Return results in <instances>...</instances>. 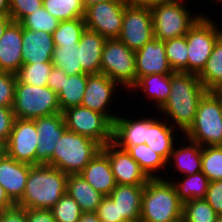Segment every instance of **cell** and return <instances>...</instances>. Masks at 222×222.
Returning a JSON list of instances; mask_svg holds the SVG:
<instances>
[{"instance_id":"obj_1","label":"cell","mask_w":222,"mask_h":222,"mask_svg":"<svg viewBox=\"0 0 222 222\" xmlns=\"http://www.w3.org/2000/svg\"><path fill=\"white\" fill-rule=\"evenodd\" d=\"M206 92V88L196 74L171 73V92L168 100L158 112L166 115L167 119L172 118L170 121L173 120L174 124L171 125L185 133L193 124L198 103Z\"/></svg>"},{"instance_id":"obj_2","label":"cell","mask_w":222,"mask_h":222,"mask_svg":"<svg viewBox=\"0 0 222 222\" xmlns=\"http://www.w3.org/2000/svg\"><path fill=\"white\" fill-rule=\"evenodd\" d=\"M68 175L46 164L33 165L29 170L25 192L16 203L21 207L51 209L66 193Z\"/></svg>"},{"instance_id":"obj_3","label":"cell","mask_w":222,"mask_h":222,"mask_svg":"<svg viewBox=\"0 0 222 222\" xmlns=\"http://www.w3.org/2000/svg\"><path fill=\"white\" fill-rule=\"evenodd\" d=\"M183 203L179 200L172 180L150 178L142 194V222H173L182 217Z\"/></svg>"},{"instance_id":"obj_4","label":"cell","mask_w":222,"mask_h":222,"mask_svg":"<svg viewBox=\"0 0 222 222\" xmlns=\"http://www.w3.org/2000/svg\"><path fill=\"white\" fill-rule=\"evenodd\" d=\"M184 139L204 146H222V91L206 92Z\"/></svg>"},{"instance_id":"obj_5","label":"cell","mask_w":222,"mask_h":222,"mask_svg":"<svg viewBox=\"0 0 222 222\" xmlns=\"http://www.w3.org/2000/svg\"><path fill=\"white\" fill-rule=\"evenodd\" d=\"M99 150L101 146L94 140L66 130L55 145L50 166L67 175L79 174Z\"/></svg>"},{"instance_id":"obj_6","label":"cell","mask_w":222,"mask_h":222,"mask_svg":"<svg viewBox=\"0 0 222 222\" xmlns=\"http://www.w3.org/2000/svg\"><path fill=\"white\" fill-rule=\"evenodd\" d=\"M12 110L15 118L30 120L61 112L57 94L47 85L40 87L21 82L15 85Z\"/></svg>"},{"instance_id":"obj_7","label":"cell","mask_w":222,"mask_h":222,"mask_svg":"<svg viewBox=\"0 0 222 222\" xmlns=\"http://www.w3.org/2000/svg\"><path fill=\"white\" fill-rule=\"evenodd\" d=\"M183 0L160 4L150 8L154 29V38L167 41L184 36L203 15H192ZM192 15V16H191Z\"/></svg>"},{"instance_id":"obj_8","label":"cell","mask_w":222,"mask_h":222,"mask_svg":"<svg viewBox=\"0 0 222 222\" xmlns=\"http://www.w3.org/2000/svg\"><path fill=\"white\" fill-rule=\"evenodd\" d=\"M100 73L130 89L137 81L135 51L118 38L106 39L101 56Z\"/></svg>"},{"instance_id":"obj_9","label":"cell","mask_w":222,"mask_h":222,"mask_svg":"<svg viewBox=\"0 0 222 222\" xmlns=\"http://www.w3.org/2000/svg\"><path fill=\"white\" fill-rule=\"evenodd\" d=\"M208 16L202 15L186 34L188 48V73L198 75L210 57L222 29Z\"/></svg>"},{"instance_id":"obj_10","label":"cell","mask_w":222,"mask_h":222,"mask_svg":"<svg viewBox=\"0 0 222 222\" xmlns=\"http://www.w3.org/2000/svg\"><path fill=\"white\" fill-rule=\"evenodd\" d=\"M66 128L90 138L104 147L112 142L113 123L102 113L83 106H74L63 111Z\"/></svg>"},{"instance_id":"obj_11","label":"cell","mask_w":222,"mask_h":222,"mask_svg":"<svg viewBox=\"0 0 222 222\" xmlns=\"http://www.w3.org/2000/svg\"><path fill=\"white\" fill-rule=\"evenodd\" d=\"M127 0L98 2L85 8L84 21L87 29L98 32L106 39L120 36Z\"/></svg>"},{"instance_id":"obj_12","label":"cell","mask_w":222,"mask_h":222,"mask_svg":"<svg viewBox=\"0 0 222 222\" xmlns=\"http://www.w3.org/2000/svg\"><path fill=\"white\" fill-rule=\"evenodd\" d=\"M154 38L150 8L128 3L122 19V30L118 39L129 49L138 50Z\"/></svg>"},{"instance_id":"obj_13","label":"cell","mask_w":222,"mask_h":222,"mask_svg":"<svg viewBox=\"0 0 222 222\" xmlns=\"http://www.w3.org/2000/svg\"><path fill=\"white\" fill-rule=\"evenodd\" d=\"M37 142L35 121L16 118L10 138L2 150L18 162L36 165Z\"/></svg>"},{"instance_id":"obj_14","label":"cell","mask_w":222,"mask_h":222,"mask_svg":"<svg viewBox=\"0 0 222 222\" xmlns=\"http://www.w3.org/2000/svg\"><path fill=\"white\" fill-rule=\"evenodd\" d=\"M118 86V83L103 73L88 74L81 106L104 114L113 123L118 115L112 114V111L110 112L107 109L109 104L112 103L111 99H113L114 91L117 90Z\"/></svg>"},{"instance_id":"obj_15","label":"cell","mask_w":222,"mask_h":222,"mask_svg":"<svg viewBox=\"0 0 222 222\" xmlns=\"http://www.w3.org/2000/svg\"><path fill=\"white\" fill-rule=\"evenodd\" d=\"M101 149L108 155L116 184L145 185L150 179L125 149L113 142Z\"/></svg>"},{"instance_id":"obj_16","label":"cell","mask_w":222,"mask_h":222,"mask_svg":"<svg viewBox=\"0 0 222 222\" xmlns=\"http://www.w3.org/2000/svg\"><path fill=\"white\" fill-rule=\"evenodd\" d=\"M33 120L38 134L36 165L46 164L50 166V158L53 156L55 145L67 130L63 112Z\"/></svg>"},{"instance_id":"obj_17","label":"cell","mask_w":222,"mask_h":222,"mask_svg":"<svg viewBox=\"0 0 222 222\" xmlns=\"http://www.w3.org/2000/svg\"><path fill=\"white\" fill-rule=\"evenodd\" d=\"M136 75L171 74V68L165 51V41L153 38L142 48L135 51Z\"/></svg>"},{"instance_id":"obj_18","label":"cell","mask_w":222,"mask_h":222,"mask_svg":"<svg viewBox=\"0 0 222 222\" xmlns=\"http://www.w3.org/2000/svg\"><path fill=\"white\" fill-rule=\"evenodd\" d=\"M32 166L14 160L3 150L0 153V185L15 204L25 192L29 170Z\"/></svg>"},{"instance_id":"obj_19","label":"cell","mask_w":222,"mask_h":222,"mask_svg":"<svg viewBox=\"0 0 222 222\" xmlns=\"http://www.w3.org/2000/svg\"><path fill=\"white\" fill-rule=\"evenodd\" d=\"M54 48L53 34L22 27L23 64L52 62Z\"/></svg>"},{"instance_id":"obj_20","label":"cell","mask_w":222,"mask_h":222,"mask_svg":"<svg viewBox=\"0 0 222 222\" xmlns=\"http://www.w3.org/2000/svg\"><path fill=\"white\" fill-rule=\"evenodd\" d=\"M149 117V118H148ZM134 120L118 115L113 122L112 142L117 146H135L145 143L147 129L157 120L148 116Z\"/></svg>"},{"instance_id":"obj_21","label":"cell","mask_w":222,"mask_h":222,"mask_svg":"<svg viewBox=\"0 0 222 222\" xmlns=\"http://www.w3.org/2000/svg\"><path fill=\"white\" fill-rule=\"evenodd\" d=\"M22 26L12 22L0 38V71L16 73L22 66Z\"/></svg>"},{"instance_id":"obj_22","label":"cell","mask_w":222,"mask_h":222,"mask_svg":"<svg viewBox=\"0 0 222 222\" xmlns=\"http://www.w3.org/2000/svg\"><path fill=\"white\" fill-rule=\"evenodd\" d=\"M79 174L104 196H108L116 187L108 155L102 149Z\"/></svg>"},{"instance_id":"obj_23","label":"cell","mask_w":222,"mask_h":222,"mask_svg":"<svg viewBox=\"0 0 222 222\" xmlns=\"http://www.w3.org/2000/svg\"><path fill=\"white\" fill-rule=\"evenodd\" d=\"M144 187L145 185L116 184L108 195L116 203L122 222L140 220Z\"/></svg>"},{"instance_id":"obj_24","label":"cell","mask_w":222,"mask_h":222,"mask_svg":"<svg viewBox=\"0 0 222 222\" xmlns=\"http://www.w3.org/2000/svg\"><path fill=\"white\" fill-rule=\"evenodd\" d=\"M106 38L98 32L85 29L80 37V64L87 74H98L101 68L102 50Z\"/></svg>"},{"instance_id":"obj_25","label":"cell","mask_w":222,"mask_h":222,"mask_svg":"<svg viewBox=\"0 0 222 222\" xmlns=\"http://www.w3.org/2000/svg\"><path fill=\"white\" fill-rule=\"evenodd\" d=\"M66 193L78 203L83 212H96L105 197L95 190L80 174L68 175Z\"/></svg>"},{"instance_id":"obj_26","label":"cell","mask_w":222,"mask_h":222,"mask_svg":"<svg viewBox=\"0 0 222 222\" xmlns=\"http://www.w3.org/2000/svg\"><path fill=\"white\" fill-rule=\"evenodd\" d=\"M130 90L143 91L142 93L147 95V99L155 102L157 111H159L168 100L171 92V74H150L138 77Z\"/></svg>"},{"instance_id":"obj_27","label":"cell","mask_w":222,"mask_h":222,"mask_svg":"<svg viewBox=\"0 0 222 222\" xmlns=\"http://www.w3.org/2000/svg\"><path fill=\"white\" fill-rule=\"evenodd\" d=\"M178 149L173 148L170 159L174 161V170L182 172L184 176L201 172L202 147L191 140H184ZM190 142L188 145L186 143Z\"/></svg>"},{"instance_id":"obj_28","label":"cell","mask_w":222,"mask_h":222,"mask_svg":"<svg viewBox=\"0 0 222 222\" xmlns=\"http://www.w3.org/2000/svg\"><path fill=\"white\" fill-rule=\"evenodd\" d=\"M159 118L147 129L145 144L161 155L167 162L175 145L173 133L177 131L170 123H163ZM169 125V126H168ZM176 129V130H174Z\"/></svg>"},{"instance_id":"obj_29","label":"cell","mask_w":222,"mask_h":222,"mask_svg":"<svg viewBox=\"0 0 222 222\" xmlns=\"http://www.w3.org/2000/svg\"><path fill=\"white\" fill-rule=\"evenodd\" d=\"M197 76L207 92L222 90V36L216 41L210 57Z\"/></svg>"},{"instance_id":"obj_30","label":"cell","mask_w":222,"mask_h":222,"mask_svg":"<svg viewBox=\"0 0 222 222\" xmlns=\"http://www.w3.org/2000/svg\"><path fill=\"white\" fill-rule=\"evenodd\" d=\"M118 147L125 149L149 178H162L161 175H156V171L168 168L167 161L145 143Z\"/></svg>"},{"instance_id":"obj_31","label":"cell","mask_w":222,"mask_h":222,"mask_svg":"<svg viewBox=\"0 0 222 222\" xmlns=\"http://www.w3.org/2000/svg\"><path fill=\"white\" fill-rule=\"evenodd\" d=\"M88 74H74L64 78L63 88L57 94L61 112L67 108L81 106Z\"/></svg>"},{"instance_id":"obj_32","label":"cell","mask_w":222,"mask_h":222,"mask_svg":"<svg viewBox=\"0 0 222 222\" xmlns=\"http://www.w3.org/2000/svg\"><path fill=\"white\" fill-rule=\"evenodd\" d=\"M182 179L178 182L172 181L182 203L193 199H205L210 181L202 171L183 176Z\"/></svg>"},{"instance_id":"obj_33","label":"cell","mask_w":222,"mask_h":222,"mask_svg":"<svg viewBox=\"0 0 222 222\" xmlns=\"http://www.w3.org/2000/svg\"><path fill=\"white\" fill-rule=\"evenodd\" d=\"M52 64L63 69L68 76L85 73L80 64L78 43H74V45H55Z\"/></svg>"},{"instance_id":"obj_34","label":"cell","mask_w":222,"mask_h":222,"mask_svg":"<svg viewBox=\"0 0 222 222\" xmlns=\"http://www.w3.org/2000/svg\"><path fill=\"white\" fill-rule=\"evenodd\" d=\"M43 7L59 21L84 18L81 0H43Z\"/></svg>"},{"instance_id":"obj_35","label":"cell","mask_w":222,"mask_h":222,"mask_svg":"<svg viewBox=\"0 0 222 222\" xmlns=\"http://www.w3.org/2000/svg\"><path fill=\"white\" fill-rule=\"evenodd\" d=\"M53 66L52 62L22 64L15 73L17 82L40 87L46 86Z\"/></svg>"},{"instance_id":"obj_36","label":"cell","mask_w":222,"mask_h":222,"mask_svg":"<svg viewBox=\"0 0 222 222\" xmlns=\"http://www.w3.org/2000/svg\"><path fill=\"white\" fill-rule=\"evenodd\" d=\"M168 62L174 72L188 73V48L186 35L165 41Z\"/></svg>"},{"instance_id":"obj_37","label":"cell","mask_w":222,"mask_h":222,"mask_svg":"<svg viewBox=\"0 0 222 222\" xmlns=\"http://www.w3.org/2000/svg\"><path fill=\"white\" fill-rule=\"evenodd\" d=\"M85 29L84 18L60 21L53 32L54 45H74V43H79Z\"/></svg>"},{"instance_id":"obj_38","label":"cell","mask_w":222,"mask_h":222,"mask_svg":"<svg viewBox=\"0 0 222 222\" xmlns=\"http://www.w3.org/2000/svg\"><path fill=\"white\" fill-rule=\"evenodd\" d=\"M185 222H215L218 214L205 199H193L183 203Z\"/></svg>"},{"instance_id":"obj_39","label":"cell","mask_w":222,"mask_h":222,"mask_svg":"<svg viewBox=\"0 0 222 222\" xmlns=\"http://www.w3.org/2000/svg\"><path fill=\"white\" fill-rule=\"evenodd\" d=\"M201 171L210 182L222 180V146L202 147Z\"/></svg>"},{"instance_id":"obj_40","label":"cell","mask_w":222,"mask_h":222,"mask_svg":"<svg viewBox=\"0 0 222 222\" xmlns=\"http://www.w3.org/2000/svg\"><path fill=\"white\" fill-rule=\"evenodd\" d=\"M59 20L53 17L44 7L38 8L32 14L24 17L19 23L23 28L32 31H45L53 34L58 27Z\"/></svg>"},{"instance_id":"obj_41","label":"cell","mask_w":222,"mask_h":222,"mask_svg":"<svg viewBox=\"0 0 222 222\" xmlns=\"http://www.w3.org/2000/svg\"><path fill=\"white\" fill-rule=\"evenodd\" d=\"M56 222H78L83 211L78 203L65 193L51 208Z\"/></svg>"},{"instance_id":"obj_42","label":"cell","mask_w":222,"mask_h":222,"mask_svg":"<svg viewBox=\"0 0 222 222\" xmlns=\"http://www.w3.org/2000/svg\"><path fill=\"white\" fill-rule=\"evenodd\" d=\"M9 16L13 22H20L24 17L43 7V0H9Z\"/></svg>"},{"instance_id":"obj_43","label":"cell","mask_w":222,"mask_h":222,"mask_svg":"<svg viewBox=\"0 0 222 222\" xmlns=\"http://www.w3.org/2000/svg\"><path fill=\"white\" fill-rule=\"evenodd\" d=\"M16 82L14 73L0 71V106H13Z\"/></svg>"},{"instance_id":"obj_44","label":"cell","mask_w":222,"mask_h":222,"mask_svg":"<svg viewBox=\"0 0 222 222\" xmlns=\"http://www.w3.org/2000/svg\"><path fill=\"white\" fill-rule=\"evenodd\" d=\"M15 119L12 107L0 106V146L2 148L10 138Z\"/></svg>"},{"instance_id":"obj_45","label":"cell","mask_w":222,"mask_h":222,"mask_svg":"<svg viewBox=\"0 0 222 222\" xmlns=\"http://www.w3.org/2000/svg\"><path fill=\"white\" fill-rule=\"evenodd\" d=\"M96 213L101 222H122V217H119L118 207L109 196H105L102 199Z\"/></svg>"},{"instance_id":"obj_46","label":"cell","mask_w":222,"mask_h":222,"mask_svg":"<svg viewBox=\"0 0 222 222\" xmlns=\"http://www.w3.org/2000/svg\"><path fill=\"white\" fill-rule=\"evenodd\" d=\"M205 200L218 215H222V180L210 182Z\"/></svg>"},{"instance_id":"obj_47","label":"cell","mask_w":222,"mask_h":222,"mask_svg":"<svg viewBox=\"0 0 222 222\" xmlns=\"http://www.w3.org/2000/svg\"><path fill=\"white\" fill-rule=\"evenodd\" d=\"M0 222H27L26 209L18 204L0 211Z\"/></svg>"},{"instance_id":"obj_48","label":"cell","mask_w":222,"mask_h":222,"mask_svg":"<svg viewBox=\"0 0 222 222\" xmlns=\"http://www.w3.org/2000/svg\"><path fill=\"white\" fill-rule=\"evenodd\" d=\"M68 75L66 72L56 66L51 69L50 76L48 77L47 86L56 94H58L63 88L64 78Z\"/></svg>"},{"instance_id":"obj_49","label":"cell","mask_w":222,"mask_h":222,"mask_svg":"<svg viewBox=\"0 0 222 222\" xmlns=\"http://www.w3.org/2000/svg\"><path fill=\"white\" fill-rule=\"evenodd\" d=\"M27 222H56L51 209H26Z\"/></svg>"},{"instance_id":"obj_50","label":"cell","mask_w":222,"mask_h":222,"mask_svg":"<svg viewBox=\"0 0 222 222\" xmlns=\"http://www.w3.org/2000/svg\"><path fill=\"white\" fill-rule=\"evenodd\" d=\"M127 1L133 5L152 8L153 6L172 3L175 2L176 0H127Z\"/></svg>"},{"instance_id":"obj_51","label":"cell","mask_w":222,"mask_h":222,"mask_svg":"<svg viewBox=\"0 0 222 222\" xmlns=\"http://www.w3.org/2000/svg\"><path fill=\"white\" fill-rule=\"evenodd\" d=\"M15 203L6 194L5 189L0 185V211L13 206Z\"/></svg>"},{"instance_id":"obj_52","label":"cell","mask_w":222,"mask_h":222,"mask_svg":"<svg viewBox=\"0 0 222 222\" xmlns=\"http://www.w3.org/2000/svg\"><path fill=\"white\" fill-rule=\"evenodd\" d=\"M78 222H101L96 212H83Z\"/></svg>"},{"instance_id":"obj_53","label":"cell","mask_w":222,"mask_h":222,"mask_svg":"<svg viewBox=\"0 0 222 222\" xmlns=\"http://www.w3.org/2000/svg\"><path fill=\"white\" fill-rule=\"evenodd\" d=\"M13 22L9 15H0V38L3 36L6 28Z\"/></svg>"},{"instance_id":"obj_54","label":"cell","mask_w":222,"mask_h":222,"mask_svg":"<svg viewBox=\"0 0 222 222\" xmlns=\"http://www.w3.org/2000/svg\"><path fill=\"white\" fill-rule=\"evenodd\" d=\"M10 3L9 0H0V15H9Z\"/></svg>"},{"instance_id":"obj_55","label":"cell","mask_w":222,"mask_h":222,"mask_svg":"<svg viewBox=\"0 0 222 222\" xmlns=\"http://www.w3.org/2000/svg\"><path fill=\"white\" fill-rule=\"evenodd\" d=\"M106 1H112V0H81L84 8H86L92 4L98 3V2H106Z\"/></svg>"},{"instance_id":"obj_56","label":"cell","mask_w":222,"mask_h":222,"mask_svg":"<svg viewBox=\"0 0 222 222\" xmlns=\"http://www.w3.org/2000/svg\"><path fill=\"white\" fill-rule=\"evenodd\" d=\"M215 222H222V215H218V217H217Z\"/></svg>"},{"instance_id":"obj_57","label":"cell","mask_w":222,"mask_h":222,"mask_svg":"<svg viewBox=\"0 0 222 222\" xmlns=\"http://www.w3.org/2000/svg\"><path fill=\"white\" fill-rule=\"evenodd\" d=\"M173 222H185V220H184L183 217H181V218H179L178 220H175V221H173Z\"/></svg>"},{"instance_id":"obj_58","label":"cell","mask_w":222,"mask_h":222,"mask_svg":"<svg viewBox=\"0 0 222 222\" xmlns=\"http://www.w3.org/2000/svg\"><path fill=\"white\" fill-rule=\"evenodd\" d=\"M129 222H142L141 220H137V221H129Z\"/></svg>"}]
</instances>
